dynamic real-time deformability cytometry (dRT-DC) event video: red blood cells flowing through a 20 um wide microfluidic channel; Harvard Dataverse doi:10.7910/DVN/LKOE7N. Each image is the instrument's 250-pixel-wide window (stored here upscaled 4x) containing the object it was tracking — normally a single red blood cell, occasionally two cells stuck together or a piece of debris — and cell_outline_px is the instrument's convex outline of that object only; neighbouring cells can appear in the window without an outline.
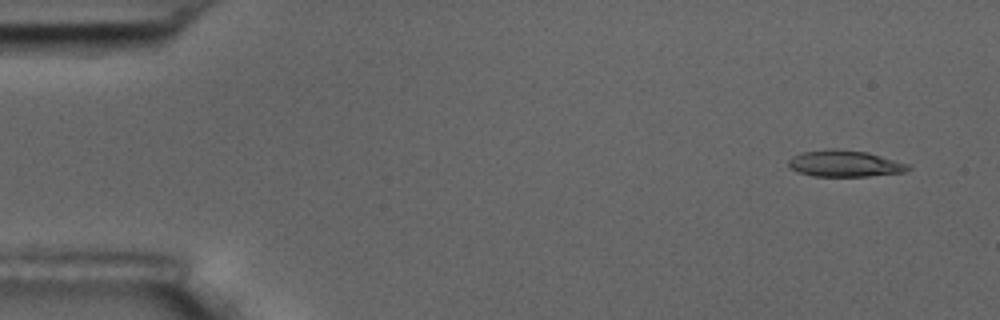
{"species": "common noctule bat (a hibernating species)", "species_latin": "Nyctalus noctula", "temperature_condition": "room temperature", "stored_images_in_passage": 3, "camera_frame_rate_fps": 3000, "um_per_image_px": 0.085, "animal": {"sex": "male", "body_mass_g": 17.5, "forearm_length_mm": 52.3}, "frame": {"image": 1, "passage_image": 1, "time_ms": 0.0, "image_size_px": [1000, 320], "cell_outline_px": [[912, 168], [904, 172], [868, 176], [812, 176], [796, 172], [788, 168], [788, 160], [792, 156], [800, 152], [832, 148], [836, 148], [868, 152], [912, 164]], "centroid_in_image_um": [71.8, 13.89], "position_along_channel_um": 13.2, "area_um2": 18.9}}